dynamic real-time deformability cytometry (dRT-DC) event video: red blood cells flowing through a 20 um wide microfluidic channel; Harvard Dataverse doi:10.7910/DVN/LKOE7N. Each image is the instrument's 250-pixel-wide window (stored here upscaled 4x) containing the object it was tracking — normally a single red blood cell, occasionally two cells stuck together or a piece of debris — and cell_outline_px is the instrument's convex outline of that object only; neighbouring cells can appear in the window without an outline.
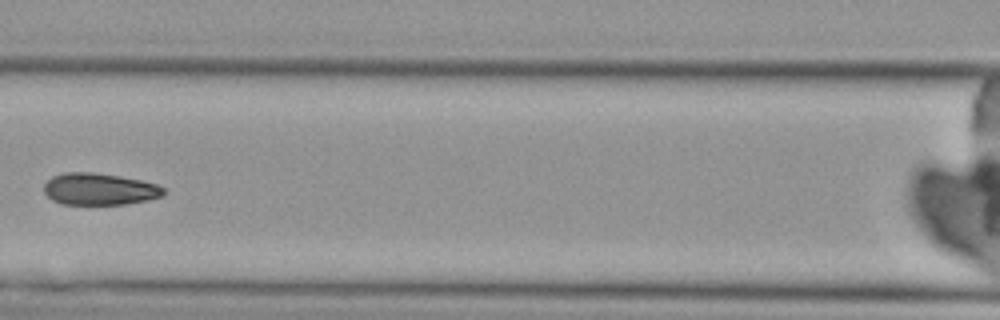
{"species": "Egyptian fruit bat (a non-hibernating species)", "species_latin": "Rousettus aegyptiacus", "temperature_condition": "cold", "stored_images_in_passage": 6, "camera_frame_rate_fps": 3000, "um_per_image_px": 0.085, "animal": {"sex": "female"}, "frame": {"image": 1, "passage_image": 6, "time_ms": 6.0, "image_size_px": [1000, 320], "cell_outline_px": [[164, 196], [148, 200], [124, 204], [60, 204], [52, 200], [44, 192], [44, 184], [52, 176], [64, 172], [92, 172], [120, 176], [140, 180], [156, 184], [164, 188]], "centroid_in_image_um": [8.44, 16.07], "position_along_channel_um": 158.2, "area_um2": 22.25}}